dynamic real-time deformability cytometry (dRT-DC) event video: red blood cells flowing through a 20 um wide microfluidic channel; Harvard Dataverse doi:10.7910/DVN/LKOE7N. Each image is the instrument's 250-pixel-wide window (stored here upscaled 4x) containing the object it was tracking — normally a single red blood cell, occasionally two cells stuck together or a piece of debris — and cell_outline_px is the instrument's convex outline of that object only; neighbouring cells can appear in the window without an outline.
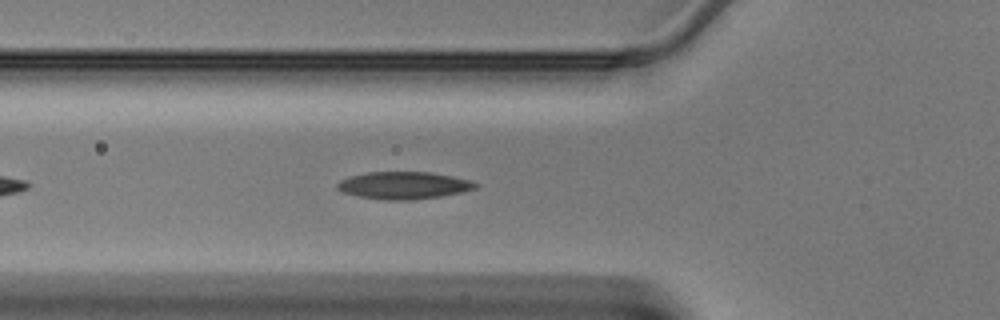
{"species": "Egyptian fruit bat (a non-hibernating species)", "species_latin": "Rousettus aegyptiacus", "temperature_condition": "warm", "stored_images_in_passage": 17, "camera_frame_rate_fps": 3000, "um_per_image_px": 0.085, "animal": {"sex": "male"}, "frame": {"image": 1, "passage_image": 6, "time_ms": 1.667, "image_size_px": [1000, 320], "cell_outline_px": [[480, 184], [476, 188], [460, 192], [440, 196], [408, 200], [384, 200], [360, 196], [344, 192], [336, 188], [336, 184], [340, 180], [352, 176], [368, 172], [432, 172], [452, 176], [468, 180]], "centroid_in_image_um": [34.32, 15.75], "position_along_channel_um": 91.5, "area_um2": 21.73}}
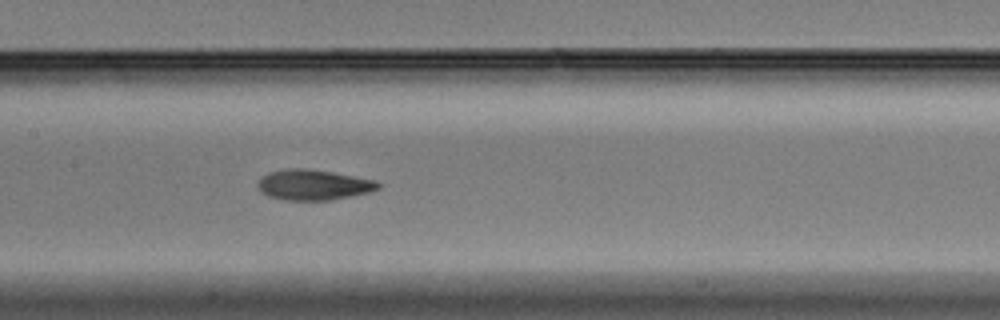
{"frame": {"image": 2, "passage_image": 12, "time_ms": 3.667, "image_size_px": [1000, 320], "cell_outline_px": [[380, 188], [368, 192], [328, 200], [284, 200], [268, 196], [260, 192], [256, 184], [260, 176], [268, 172], [288, 168], [304, 168], [332, 172], [376, 180], [380, 184]], "centroid_in_image_um": [26.57, 15.7], "position_along_channel_um": 180.8, "area_um2": 21.39}}
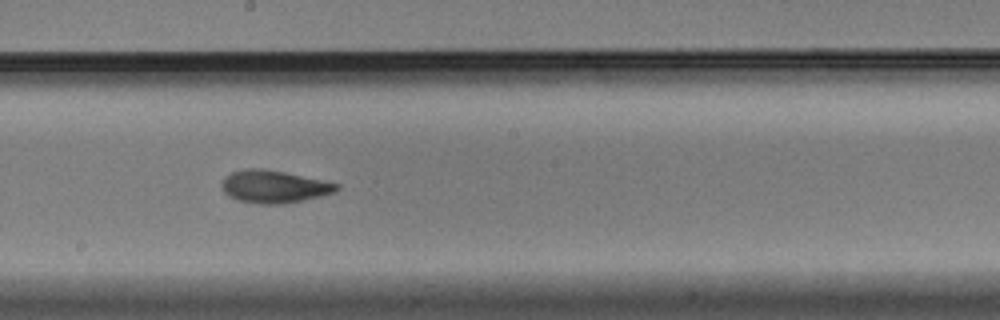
{"frame": {"image": 3, "passage_image": 15, "time_ms": 4.667, "image_size_px": [1000, 320], "cell_outline_px": [[340, 188], [336, 192], [304, 200], [284, 204], [260, 204], [236, 200], [228, 196], [224, 192], [220, 184], [224, 176], [232, 172], [244, 168], [260, 168], [284, 172], [340, 184]], "centroid_in_image_um": [23.26, 15.87], "position_along_channel_um": 224.9, "area_um2": 21.96}}